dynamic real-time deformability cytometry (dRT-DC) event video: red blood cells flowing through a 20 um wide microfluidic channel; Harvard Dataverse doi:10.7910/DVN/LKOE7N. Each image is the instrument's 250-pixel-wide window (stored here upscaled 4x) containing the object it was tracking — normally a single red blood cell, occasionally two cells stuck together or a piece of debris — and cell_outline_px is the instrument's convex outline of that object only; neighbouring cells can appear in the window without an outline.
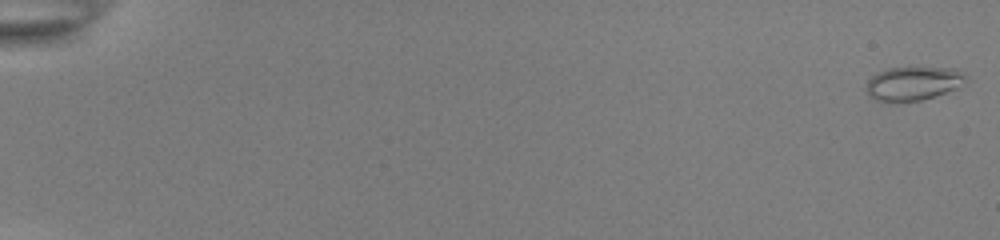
{"species": "common noctule bat (a hibernating species)", "species_latin": "Nyctalus noctula", "temperature_condition": "room temperature", "stored_images_in_passage": 54, "camera_frame_rate_fps": 3000, "um_per_image_px": 0.085, "animal": {"sex": "female", "body_mass_g": 22.0, "forearm_length_mm": 56.7}, "frame": {"image": 1, "passage_image": 1, "time_ms": 0.0, "image_size_px": [1000, 240], "cell_outline_px": [[964, 76], [956, 88], [920, 100], [876, 100], [868, 96], [868, 80], [876, 72], [888, 68], [956, 68]], "centroid_in_image_um": [77.55, 7.07], "position_along_channel_um": 7.5, "area_um2": 18.61}}
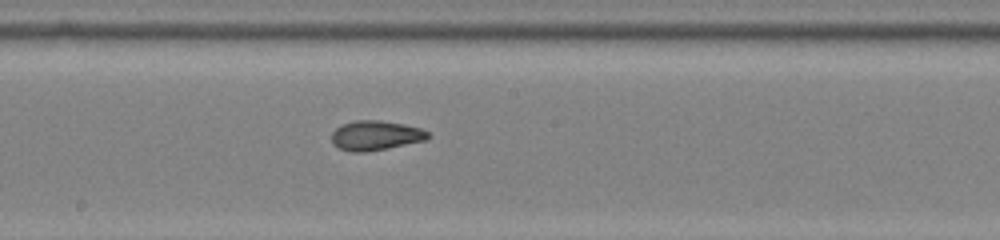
{"frame": {"image": 2, "passage_image": 32, "time_ms": 10.333, "image_size_px": [1000, 240], "cell_outline_px": [[428, 140], [364, 152], [352, 152], [340, 148], [332, 144], [332, 132], [336, 128], [344, 124], [356, 120], [380, 120], [404, 124], [420, 128], [428, 132]], "centroid_in_image_um": [31.92, 11.51], "position_along_channel_um": 216.3, "area_um2": 16.47}}
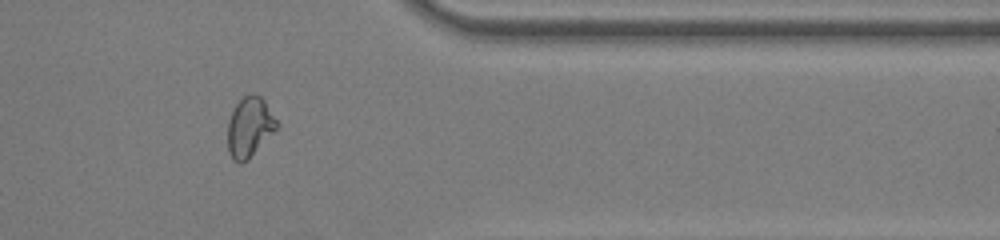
{"frame": {"image": 3, "passage_image": 46, "time_ms": 15.0, "image_size_px": [1000, 240], "cell_outline_px": [[280, 124], [248, 160], [240, 164], [232, 160], [228, 152], [228, 120], [236, 104], [244, 96], [252, 92], [260, 96], [264, 100]], "centroid_in_image_um": [21.21, 10.81], "position_along_channel_um": 390.2, "area_um2": 17.17}, "authors_computed_cell_mechanics": {"area_um2": 17.2533, "velocity_mm_per_s": 3.9, "shape_relaxation_time_tau1_ms": 7.7058, "shape_relaxation_time_tau2_ms": 2.7547, "deformation_change_tau1": 0.2356, "deformation_change_tau2": 0.071}}